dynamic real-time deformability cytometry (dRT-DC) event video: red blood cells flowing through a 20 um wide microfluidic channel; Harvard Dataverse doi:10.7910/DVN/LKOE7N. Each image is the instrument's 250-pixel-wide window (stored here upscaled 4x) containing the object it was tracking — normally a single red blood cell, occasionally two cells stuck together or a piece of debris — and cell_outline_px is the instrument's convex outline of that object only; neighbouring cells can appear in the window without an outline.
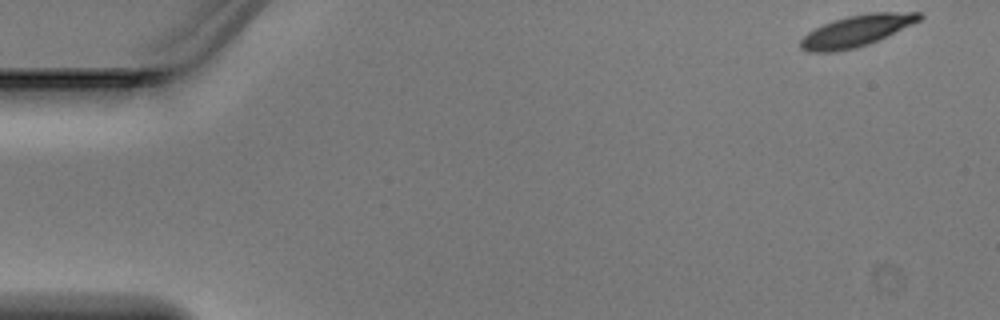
{"species": "Egyptian fruit bat (a non-hibernating species)", "species_latin": "Rousettus aegyptiacus", "temperature_condition": "warm", "stored_images_in_passage": 4, "camera_frame_rate_fps": 3000, "um_per_image_px": 0.085, "animal": {"sex": "male"}, "frame": {"image": 1, "passage_image": 1, "time_ms": 0.0, "image_size_px": [1000, 320], "cell_outline_px": [[924, 16], [920, 20], [912, 24], [868, 44], [856, 48], [832, 52], [808, 52], [800, 48], [800, 40], [808, 32], [824, 24], [848, 16], [868, 12], [920, 12]], "centroid_in_image_um": [72.79, 2.62], "position_along_channel_um": 12.2, "area_um2": 21.44}}
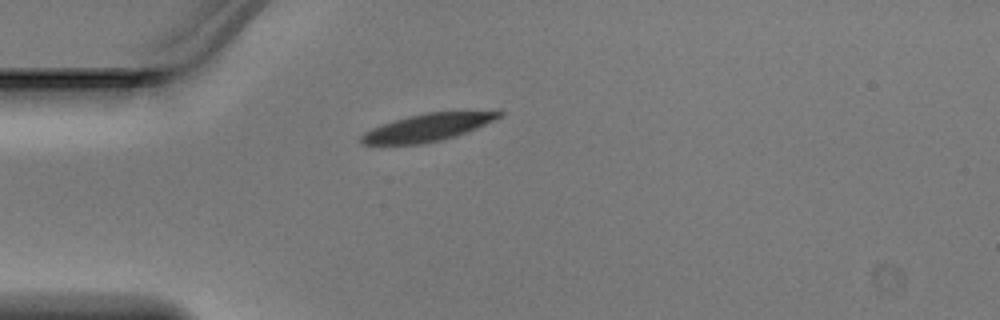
{"frame": {"image": 2, "passage_image": 4, "time_ms": 1.0, "image_size_px": [1000, 320], "cell_outline_px": [[504, 112], [496, 120], [456, 136], [440, 140], [420, 144], [360, 144], [360, 136], [364, 132], [380, 124], [408, 116], [424, 112], [496, 108], [500, 108]], "centroid_in_image_um": [36.49, 10.76], "position_along_channel_um": 48.5, "area_um2": 22.95}}